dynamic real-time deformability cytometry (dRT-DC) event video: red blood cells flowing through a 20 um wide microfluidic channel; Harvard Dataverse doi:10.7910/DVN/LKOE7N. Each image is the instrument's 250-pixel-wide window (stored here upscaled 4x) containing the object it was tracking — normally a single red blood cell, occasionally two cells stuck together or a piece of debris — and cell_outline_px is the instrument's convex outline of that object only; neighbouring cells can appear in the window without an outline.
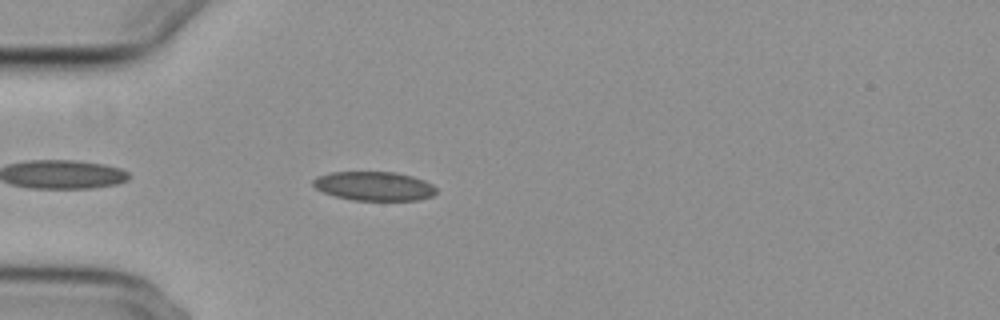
{"species": "common noctule bat (a hibernating species)", "species_latin": "Nyctalus noctula", "temperature_condition": "cold", "stored_images_in_passage": 34, "camera_frame_rate_fps": 3000, "um_per_image_px": 0.085, "animal": {"sex": "female", "body_mass_g": 29.2, "forearm_length_mm": 56.3}, "frame": {"image": 1, "passage_image": 3, "time_ms": 0.667, "image_size_px": [1000, 320], "cell_outline_px": [[436, 192], [432, 196], [420, 200], [352, 200], [336, 196], [324, 192], [316, 188], [312, 184], [312, 180], [316, 176], [332, 172], [396, 172], [412, 176], [424, 180], [432, 184], [436, 188]], "centroid_in_image_um": [31.8, 15.81], "position_along_channel_um": 53.2, "area_um2": 20.87}}
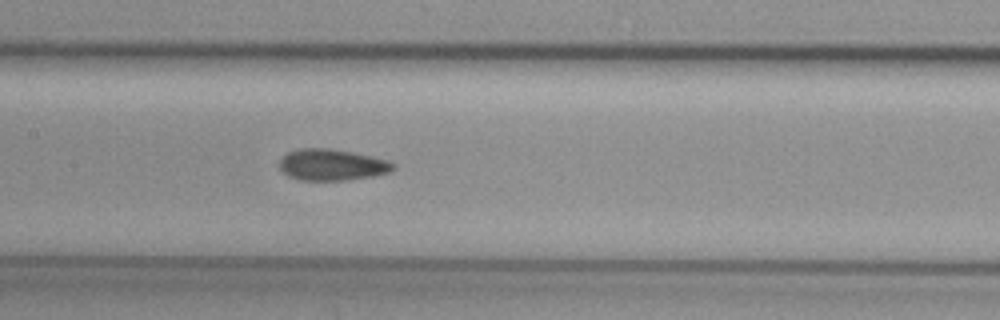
{"frame": {"image": 2, "passage_image": 14, "time_ms": 4.333, "image_size_px": [1000, 320], "cell_outline_px": [[396, 168], [388, 172], [372, 176], [344, 180], [300, 180], [288, 176], [280, 168], [280, 160], [288, 152], [300, 148], [328, 148], [352, 152], [388, 160], [396, 164]], "centroid_in_image_um": [28.22, 14.0], "position_along_channel_um": 179.2, "area_um2": 20.63}}
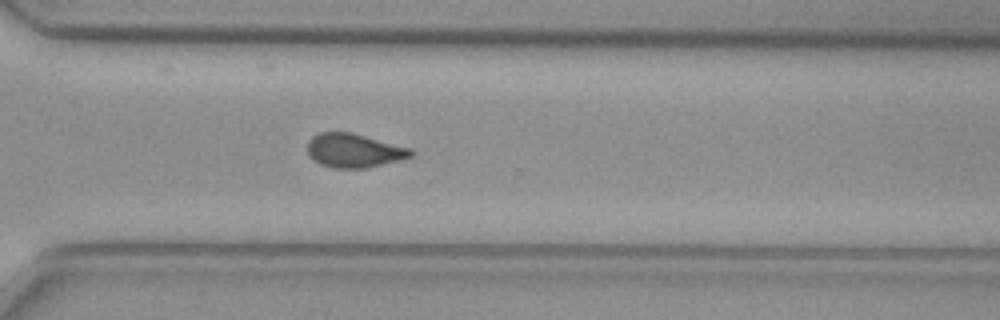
{"frame": {"image": 3, "passage_image": 27, "time_ms": 8.667, "image_size_px": [1000, 320], "cell_outline_px": [[412, 156], [400, 160], [368, 168], [332, 168], [320, 164], [308, 152], [308, 140], [312, 136], [320, 132], [348, 132], [412, 148]], "centroid_in_image_um": [30.1, 12.8], "position_along_channel_um": 340.5, "area_um2": 20.23}, "authors_computed_cell_mechanics": {"area_um2": 20.8658, "velocity_mm_per_s": 3.7365, "shape_relaxation_time_tau1_ms": null, "shape_relaxation_time_tau2_ms": 1.8457, "deformation_change_tau1": null, "deformation_change_tau2": 0.0743}}